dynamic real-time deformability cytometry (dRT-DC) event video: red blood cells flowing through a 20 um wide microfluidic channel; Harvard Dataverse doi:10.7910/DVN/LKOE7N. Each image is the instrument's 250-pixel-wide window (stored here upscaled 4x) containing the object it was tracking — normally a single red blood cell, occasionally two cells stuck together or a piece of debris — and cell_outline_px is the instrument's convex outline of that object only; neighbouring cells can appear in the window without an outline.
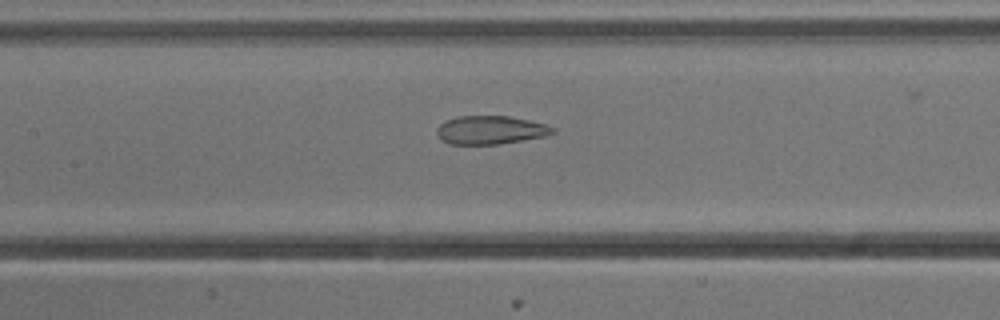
{"species": "common noctule bat (a hibernating species)", "species_latin": "Nyctalus noctula", "temperature_condition": "cold", "stored_images_in_passage": 15, "camera_frame_rate_fps": 3000, "um_per_image_px": 0.085, "animal": {"sex": "male", "body_mass_g": 13.3}, "frame": {"image": 1, "passage_image": 13, "time_ms": 4.0, "image_size_px": [1000, 320], "cell_outline_px": [[556, 132], [544, 136], [500, 144], [448, 144], [436, 132], [436, 128], [440, 124], [456, 116], [508, 116], [548, 124], [556, 128]], "centroid_in_image_um": [41.73, 11.04], "position_along_channel_um": 165.7, "area_um2": 19.13}}